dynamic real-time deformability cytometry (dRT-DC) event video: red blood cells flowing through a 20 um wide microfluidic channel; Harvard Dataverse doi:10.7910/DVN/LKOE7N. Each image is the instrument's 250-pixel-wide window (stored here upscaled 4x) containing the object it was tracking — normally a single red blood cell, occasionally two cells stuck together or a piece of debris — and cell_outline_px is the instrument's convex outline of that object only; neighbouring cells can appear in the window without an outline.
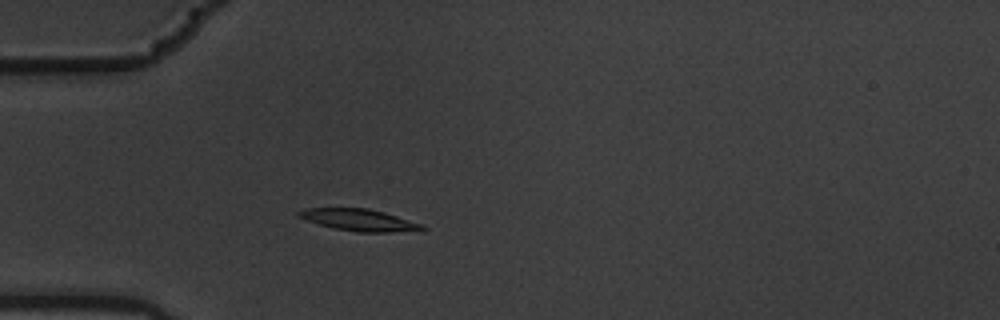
{"species": "common noctule bat (a hibernating species)", "species_latin": "Nyctalus noctula", "temperature_condition": "warm", "stored_images_in_passage": 3, "camera_frame_rate_fps": 3000, "um_per_image_px": 0.085, "animal": {"sex": "male", "body_mass_g": 19.5, "forearm_length_mm": 54.6}, "frame": {"image": 1, "passage_image": 3, "time_ms": 0.667, "image_size_px": [1000, 320], "cell_outline_px": [[428, 228], [424, 232], [356, 232], [336, 228], [320, 224], [296, 216], [296, 212], [308, 208], [368, 208], [384, 212], [424, 224]], "centroid_in_image_um": [30.67, 18.71], "position_along_channel_um": 54.3, "area_um2": 15.95}}